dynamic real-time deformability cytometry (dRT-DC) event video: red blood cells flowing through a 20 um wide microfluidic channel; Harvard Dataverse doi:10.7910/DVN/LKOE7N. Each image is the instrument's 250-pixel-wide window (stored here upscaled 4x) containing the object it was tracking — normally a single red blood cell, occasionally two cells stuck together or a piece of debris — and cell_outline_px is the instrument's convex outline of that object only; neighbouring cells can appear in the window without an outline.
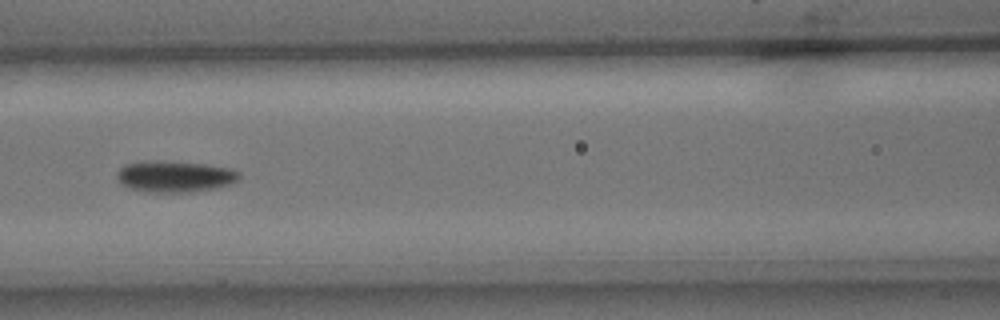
{"species": "common noctule bat (a hibernating species)", "species_latin": "Nyctalus noctula", "temperature_condition": "cold", "stored_images_in_passage": 14, "camera_frame_rate_fps": 3000, "um_per_image_px": 0.085, "animal": {"sex": "male", "body_mass_g": 15.6}, "frame": {"image": 1, "passage_image": 6, "time_ms": 6.667, "image_size_px": [1000, 320], "cell_outline_px": [[240, 176], [236, 180], [228, 184], [216, 188], [192, 192], [148, 192], [128, 188], [120, 184], [116, 176], [116, 172], [124, 164], [144, 160], [160, 160], [204, 164], [232, 168], [240, 172]], "centroid_in_image_um": [14.8, 14.99], "position_along_channel_um": 151.8, "area_um2": 22.66}}
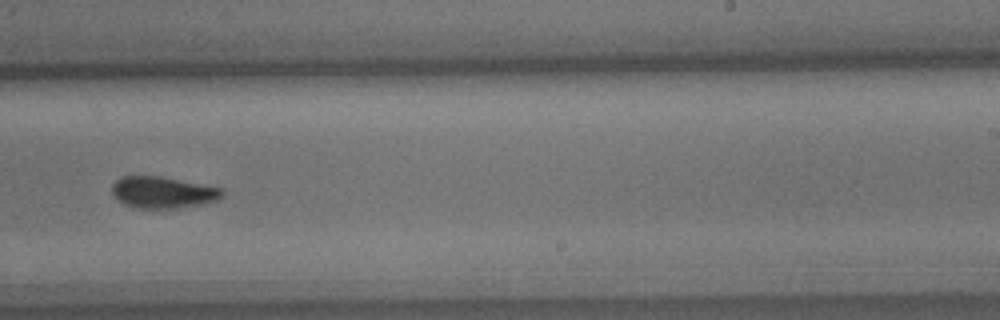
{"frame": {"image": 2, "passage_image": 9, "time_ms": 10.0, "image_size_px": [1000, 320], "cell_outline_px": [[224, 196], [216, 200], [204, 204], [176, 208], [140, 208], [124, 204], [116, 200], [112, 196], [112, 184], [120, 176], [160, 176], [224, 188]], "centroid_in_image_um": [13.84, 16.35], "position_along_channel_um": 275.2, "area_um2": 20.52}}
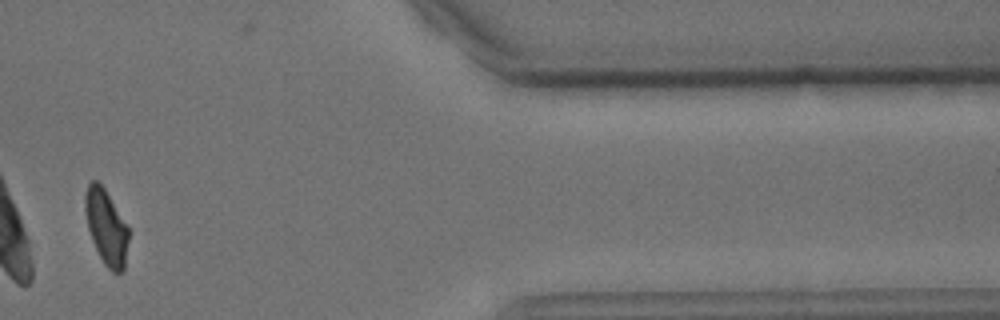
{"frame": {"image": 3, "passage_image": 12, "time_ms": 14.333, "image_size_px": [1000, 320], "cell_outline_px": [[128, 240], [124, 272], [112, 272], [104, 264], [92, 240], [88, 228], [84, 208], [84, 196], [88, 184], [92, 180], [96, 180], [104, 188], [128, 228]], "centroid_in_image_um": [9.01, 19.31], "position_along_channel_um": 402.4, "area_um2": 18.73}, "authors_computed_cell_mechanics": {"area_um2": 21.2126, "velocity_mm_per_s": 3.7261, "shape_relaxation_time_tau1_ms": 1.8925, "shape_relaxation_time_tau2_ms": 7.2181, "deformation_change_tau1": 0.0879, "deformation_change_tau2": 0.1025}}